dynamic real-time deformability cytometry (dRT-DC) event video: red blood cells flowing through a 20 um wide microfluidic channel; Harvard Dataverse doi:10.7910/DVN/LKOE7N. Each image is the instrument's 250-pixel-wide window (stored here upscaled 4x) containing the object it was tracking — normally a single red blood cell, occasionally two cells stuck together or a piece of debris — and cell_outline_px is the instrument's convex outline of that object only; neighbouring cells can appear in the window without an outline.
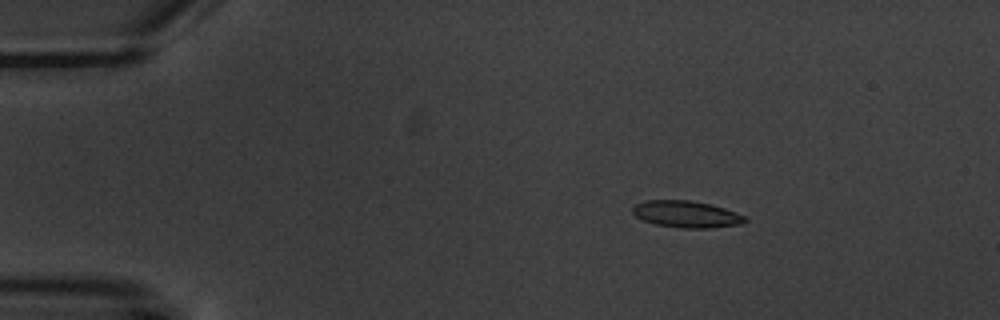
{"species": "common noctule bat (a hibernating species)", "species_latin": "Nyctalus noctula", "temperature_condition": "warm", "stored_images_in_passage": 6, "camera_frame_rate_fps": 3000, "um_per_image_px": 0.085, "animal": {"sex": "male", "body_mass_g": 20.1, "forearm_length_mm": 53.5}, "frame": {"image": 1, "passage_image": 3, "time_ms": 2.333, "image_size_px": [1000, 320], "cell_outline_px": [[748, 220], [740, 224], [712, 228], [680, 228], [656, 224], [644, 220], [636, 216], [632, 212], [632, 208], [636, 204], [648, 200], [692, 200], [724, 208], [736, 212], [744, 216]], "centroid_in_image_um": [58.35, 18.21], "position_along_channel_um": 26.6, "area_um2": 17.4}}